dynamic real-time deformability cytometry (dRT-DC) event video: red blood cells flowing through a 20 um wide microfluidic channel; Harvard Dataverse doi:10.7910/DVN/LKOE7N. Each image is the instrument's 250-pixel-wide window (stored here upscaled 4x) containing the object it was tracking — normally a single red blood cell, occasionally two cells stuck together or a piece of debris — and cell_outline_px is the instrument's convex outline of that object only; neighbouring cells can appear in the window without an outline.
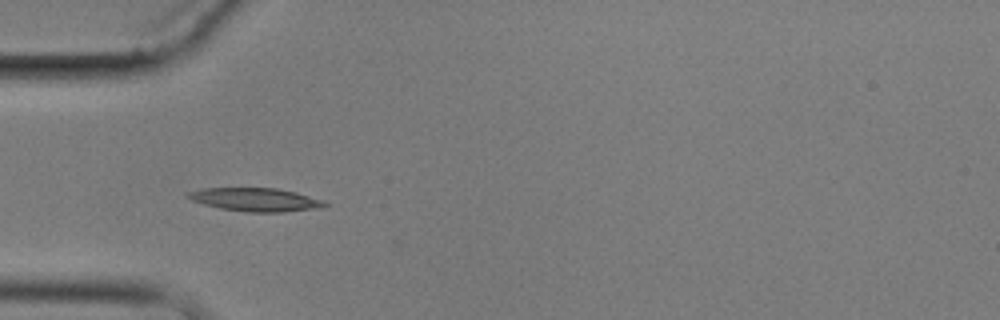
{"species": "common noctule bat (a hibernating species)", "species_latin": "Nyctalus noctula", "temperature_condition": "cold", "stored_images_in_passage": 4, "camera_frame_rate_fps": 3000, "um_per_image_px": 0.085, "animal": {"sex": "male", "body_mass_g": 17.9}, "frame": {"image": 1, "passage_image": 4, "time_ms": 3.667, "image_size_px": [1000, 320], "cell_outline_px": [[328, 204], [320, 208], [284, 212], [248, 212], [220, 208], [204, 204], [192, 200], [184, 196], [188, 192], [204, 188], [276, 188], [296, 192], [324, 200]], "centroid_in_image_um": [21.73, 16.97], "position_along_channel_um": 63.3, "area_um2": 18.61}}